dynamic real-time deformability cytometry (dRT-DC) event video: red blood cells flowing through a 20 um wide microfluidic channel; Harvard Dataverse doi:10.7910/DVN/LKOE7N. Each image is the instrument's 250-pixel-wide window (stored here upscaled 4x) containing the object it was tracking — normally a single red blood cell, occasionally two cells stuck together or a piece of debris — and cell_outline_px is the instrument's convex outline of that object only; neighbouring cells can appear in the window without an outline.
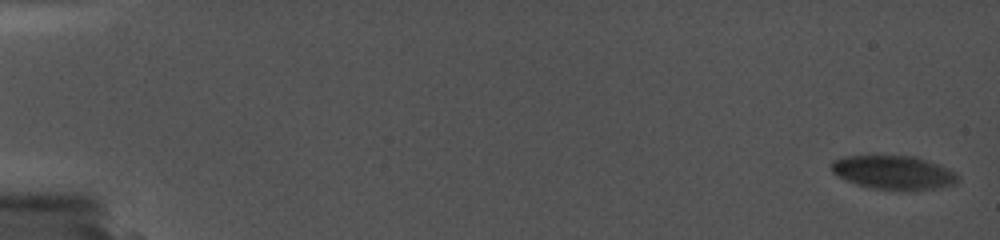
{"species": "common noctule bat (a hibernating species)", "species_latin": "Nyctalus noctula", "temperature_condition": "cold", "stored_images_in_passage": 2, "camera_frame_rate_fps": 5000, "um_per_image_px": 0.085, "animal": {"sex": "female", "body_mass_g": 19.0, "forearm_length_mm": 56.7}, "frame": {"image": 1, "passage_image": 2, "time_ms": 0.6, "image_size_px": [1000, 240], "cell_outline_px": [[960, 180], [956, 184], [936, 188], [912, 192], [868, 188], [856, 184], [836, 176], [832, 172], [828, 164], [832, 160], [840, 156], [876, 152], [916, 156], [940, 164], [956, 172], [960, 176]], "centroid_in_image_um": [75.9, 14.62], "position_along_channel_um": 9.1, "area_um2": 26.93}}